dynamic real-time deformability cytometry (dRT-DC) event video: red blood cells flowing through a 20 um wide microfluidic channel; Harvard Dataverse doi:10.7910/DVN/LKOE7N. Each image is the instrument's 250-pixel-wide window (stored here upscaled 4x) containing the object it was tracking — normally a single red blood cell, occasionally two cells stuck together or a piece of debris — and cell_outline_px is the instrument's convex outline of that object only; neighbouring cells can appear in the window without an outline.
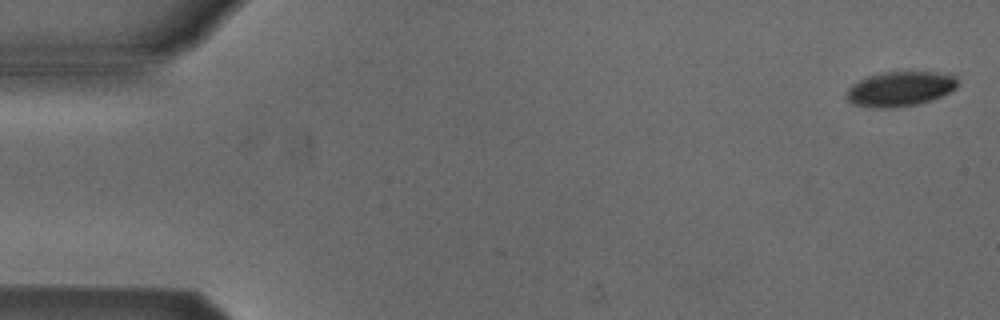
{"species": "Egyptian fruit bat (a non-hibernating species)", "species_latin": "Rousettus aegyptiacus", "temperature_condition": "cold", "stored_images_in_passage": 6, "camera_frame_rate_fps": 3000, "um_per_image_px": 0.085, "animal": {"sex": "male"}, "frame": {"image": 1, "passage_image": 1, "time_ms": 0.0, "image_size_px": [1000, 320], "cell_outline_px": [[960, 80], [956, 88], [932, 100], [916, 104], [888, 108], [872, 108], [852, 104], [844, 96], [844, 92], [852, 84], [868, 76], [884, 72], [932, 72], [956, 76]], "centroid_in_image_um": [76.47, 7.56], "position_along_channel_um": 8.5, "area_um2": 22.6}}
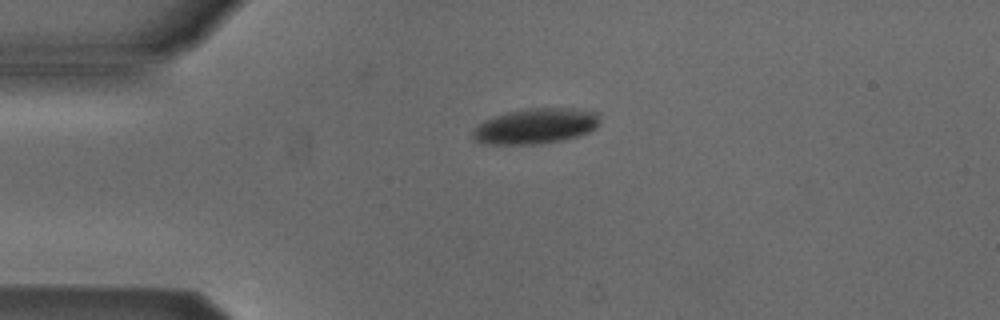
{"frame": {"image": 2, "passage_image": 4, "time_ms": 3.667, "image_size_px": [1000, 320], "cell_outline_px": [[600, 120], [596, 128], [588, 132], [576, 136], [560, 140], [536, 144], [484, 144], [476, 140], [472, 136], [472, 132], [484, 120], [508, 112], [528, 108], [576, 108], [600, 112]], "centroid_in_image_um": [45.57, 10.7], "position_along_channel_um": 39.4, "area_um2": 26.13}}